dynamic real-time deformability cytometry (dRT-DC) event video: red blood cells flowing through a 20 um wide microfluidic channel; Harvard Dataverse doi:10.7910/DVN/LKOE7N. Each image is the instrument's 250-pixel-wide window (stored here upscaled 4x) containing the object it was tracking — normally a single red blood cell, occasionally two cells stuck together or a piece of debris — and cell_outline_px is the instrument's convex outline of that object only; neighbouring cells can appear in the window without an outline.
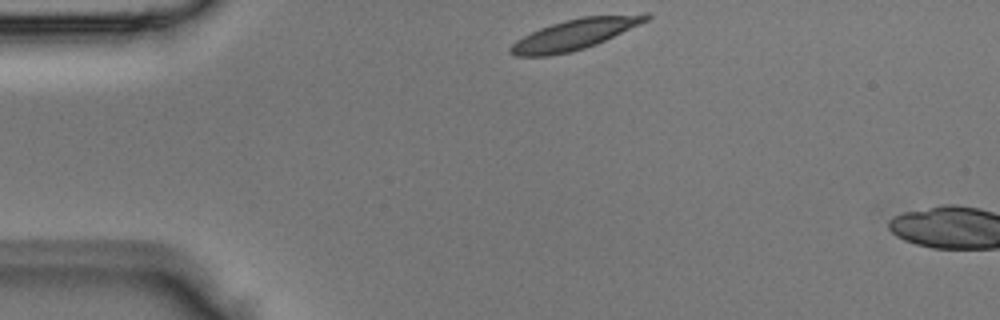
{"species": "Egyptian fruit bat (a non-hibernating species)", "species_latin": "Rousettus aegyptiacus", "temperature_condition": "room temperature", "stored_images_in_passage": 2, "camera_frame_rate_fps": 3000, "um_per_image_px": 0.085, "animal": {"sex": "male"}, "frame": {"image": 1, "passage_image": 1, "time_ms": 0.0, "image_size_px": [1000, 320], "cell_outline_px": [[652, 16], [648, 20], [640, 24], [596, 44], [584, 48], [568, 52], [548, 56], [516, 56], [508, 52], [508, 48], [516, 40], [540, 28], [564, 20], [580, 16], [648, 12]], "centroid_in_image_um": [48.89, 2.88], "position_along_channel_um": 36.1, "area_um2": 24.28}}